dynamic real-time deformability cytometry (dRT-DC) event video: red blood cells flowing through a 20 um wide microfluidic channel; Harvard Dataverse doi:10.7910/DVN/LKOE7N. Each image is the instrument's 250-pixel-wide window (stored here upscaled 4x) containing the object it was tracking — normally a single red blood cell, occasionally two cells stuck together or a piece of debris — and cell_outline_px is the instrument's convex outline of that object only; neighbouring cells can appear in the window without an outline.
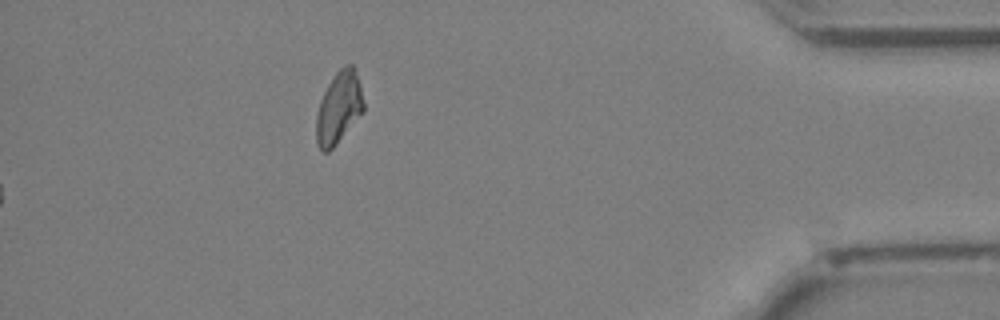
{"species": "Egyptian fruit bat (a non-hibernating species)", "species_latin": "Rousettus aegyptiacus", "temperature_condition": "cold", "stored_images_in_passage": 44, "segment_of_instrument_passage": [2, 2], "camera_frame_rate_fps": 3000, "um_per_image_px": 0.085, "animal": {"sex": "female"}, "frame": {"image": 1, "passage_image": 44, "time_ms": 14.333, "image_size_px": [1000, 320], "cell_outline_px": [[364, 112], [336, 144], [328, 152], [324, 152], [320, 148], [316, 140], [316, 116], [320, 100], [328, 84], [336, 72], [344, 64], [352, 64], [360, 84], [364, 104]], "centroid_in_image_um": [28.8, 9.15], "position_along_channel_um": 406.4, "area_um2": 19.77}}